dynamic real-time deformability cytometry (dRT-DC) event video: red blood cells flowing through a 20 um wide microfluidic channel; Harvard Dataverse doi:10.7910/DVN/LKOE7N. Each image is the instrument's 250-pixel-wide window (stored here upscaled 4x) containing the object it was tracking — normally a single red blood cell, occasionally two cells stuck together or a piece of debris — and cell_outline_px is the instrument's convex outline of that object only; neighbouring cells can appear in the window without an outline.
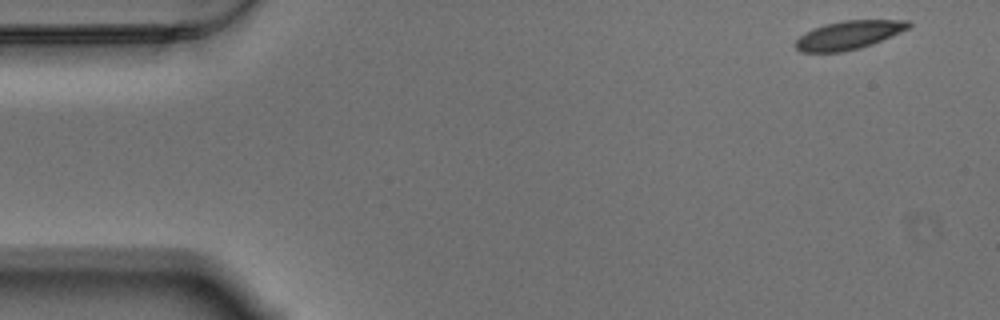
{"species": "Egyptian fruit bat (a non-hibernating species)", "species_latin": "Rousettus aegyptiacus", "temperature_condition": "warm", "stored_images_in_passage": 56, "camera_frame_rate_fps": 3000, "um_per_image_px": 0.085, "animal": {"sex": "male"}, "frame": {"image": 1, "passage_image": 1, "time_ms": 0.0, "image_size_px": [1000, 320], "cell_outline_px": [[912, 24], [908, 28], [900, 32], [860, 48], [840, 52], [800, 52], [796, 48], [796, 40], [804, 32], [824, 24], [844, 20], [908, 20]], "centroid_in_image_um": [72.1, 2.97], "position_along_channel_um": 12.9, "area_um2": 18.55}}
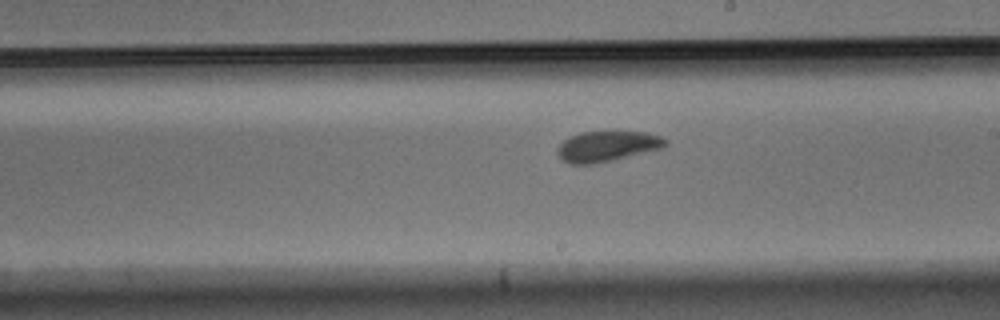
{"frame": {"image": 2, "passage_image": 30, "time_ms": 9.667, "image_size_px": [1000, 320], "cell_outline_px": [[668, 144], [660, 148], [612, 160], [592, 164], [568, 164], [556, 152], [560, 144], [564, 140], [580, 132], [648, 132], [660, 136], [668, 140]], "centroid_in_image_um": [51.61, 12.43], "position_along_channel_um": 237.4, "area_um2": 18.84}}
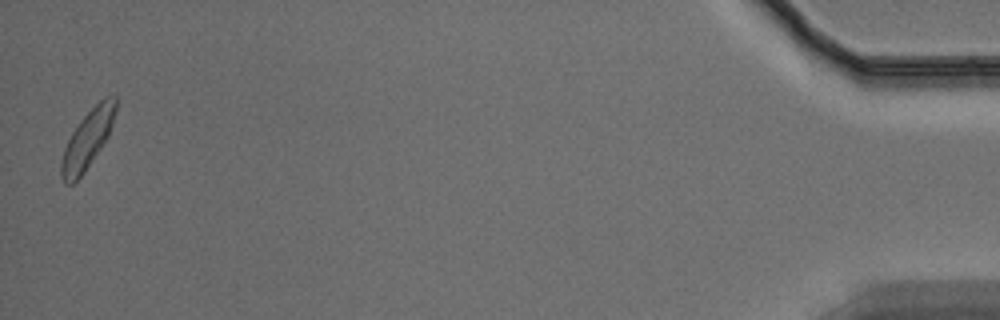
{"frame": {"image": 3, "passage_image": 55, "time_ms": 18.0, "image_size_px": [1000, 320], "cell_outline_px": [[116, 112], [108, 136], [84, 172], [72, 184], [64, 184], [60, 176], [60, 164], [64, 148], [72, 132], [80, 120], [104, 96], [116, 96]], "centroid_in_image_um": [7.42, 11.85], "position_along_channel_um": 427.8, "area_um2": 18.21}, "authors_computed_cell_mechanics": {"area_um2": 18.8717, "velocity_mm_per_s": 3.4332, "shape_relaxation_time_tau1_ms": 4.0236, "shape_relaxation_time_tau2_ms": 1.5024, "deformation_change_tau1": 0.1032, "deformation_change_tau2": 0.0461}}